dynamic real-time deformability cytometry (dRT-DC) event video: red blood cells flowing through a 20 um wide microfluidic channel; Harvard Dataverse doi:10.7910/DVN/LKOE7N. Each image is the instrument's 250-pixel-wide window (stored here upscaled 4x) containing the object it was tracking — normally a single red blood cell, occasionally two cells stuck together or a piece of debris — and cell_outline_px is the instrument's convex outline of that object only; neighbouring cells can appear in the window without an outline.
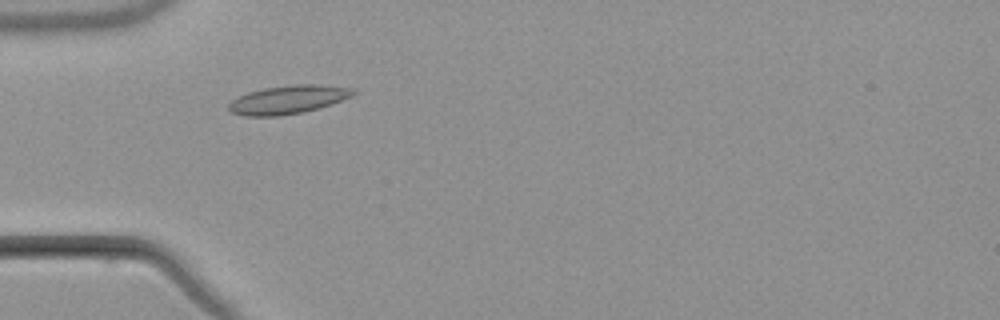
{"species": "common noctule bat (a hibernating species)", "species_latin": "Nyctalus noctula", "temperature_condition": "warm", "stored_images_in_passage": 3, "camera_frame_rate_fps": 3000, "um_per_image_px": 0.085, "animal": {"sex": "male", "body_mass_g": 21.5, "forearm_length_mm": 52.0}, "frame": {"image": 1, "passage_image": 1, "time_ms": 0.0, "image_size_px": [1000, 320], "cell_outline_px": [[360, 92], [352, 96], [332, 104], [320, 108], [304, 112], [280, 116], [244, 116], [232, 112], [228, 108], [228, 104], [232, 100], [248, 92], [264, 88], [296, 84], [320, 84], [352, 88]], "centroid_in_image_um": [24.54, 8.47], "position_along_channel_um": 60.5, "area_um2": 20.81}}
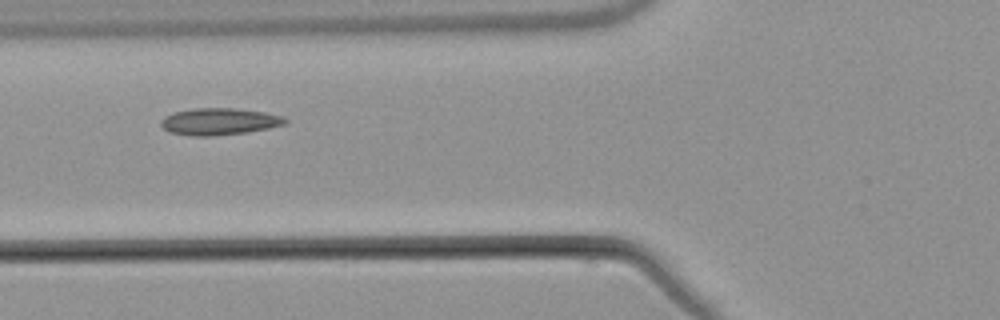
{"frame": {"image": 2, "passage_image": 2, "time_ms": 1.333, "image_size_px": [1000, 320], "cell_outline_px": [[288, 124], [248, 132], [212, 136], [192, 136], [172, 132], [164, 128], [160, 124], [160, 120], [164, 116], [172, 112], [196, 108], [236, 108], [264, 112], [284, 116], [288, 120]], "centroid_in_image_um": [18.66, 10.32], "position_along_channel_um": 107.1, "area_um2": 19.59}}
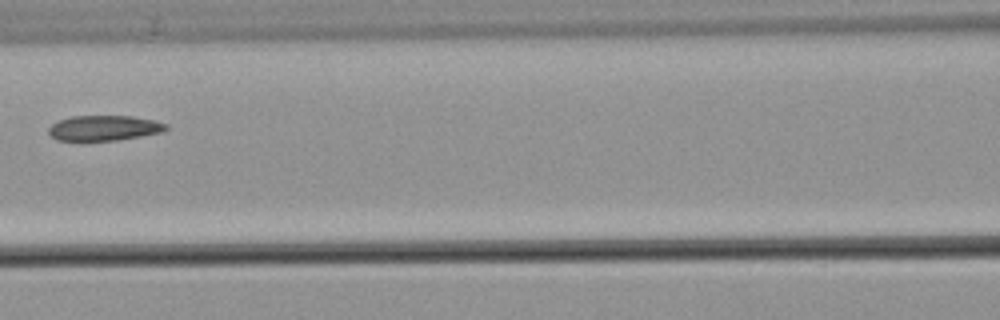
{"frame": {"image": 3, "passage_image": 3, "time_ms": 2.667, "image_size_px": [1000, 320], "cell_outline_px": [[168, 128], [164, 132], [116, 140], [56, 140], [48, 132], [48, 128], [52, 124], [60, 120], [72, 116], [132, 116], [156, 120], [168, 124]], "centroid_in_image_um": [8.89, 10.87], "position_along_channel_um": 157.7, "area_um2": 17.22}}